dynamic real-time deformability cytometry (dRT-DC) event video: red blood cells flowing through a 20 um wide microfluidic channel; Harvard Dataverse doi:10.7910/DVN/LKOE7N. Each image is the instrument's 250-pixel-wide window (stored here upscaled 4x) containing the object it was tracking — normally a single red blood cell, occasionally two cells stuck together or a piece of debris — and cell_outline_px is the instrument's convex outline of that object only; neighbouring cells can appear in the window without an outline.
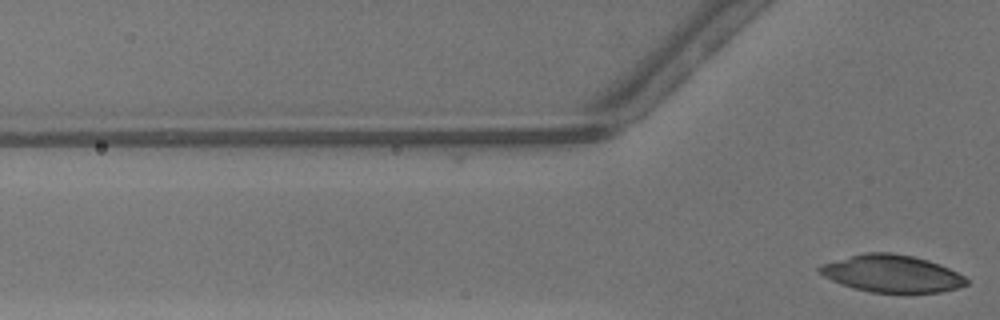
{"species": "common noctule bat (a hibernating species)", "species_latin": "Nyctalus noctula", "temperature_condition": "warm", "stored_images_in_passage": 4, "camera_frame_rate_fps": 3000, "um_per_image_px": 0.085, "animal": {"sex": "male", "body_mass_g": 13.3}, "frame": {"image": 1, "passage_image": 4, "time_ms": 1.0, "image_size_px": [1000, 320], "cell_outline_px": [[968, 284], [956, 288], [940, 292], [872, 292], [852, 288], [832, 280], [824, 276], [816, 268], [820, 264], [864, 252], [888, 252], [912, 256], [928, 260], [948, 268], [964, 276], [968, 280]], "centroid_in_image_um": [75.77, 23.25], "position_along_channel_um": 50.0, "area_um2": 31.62}}